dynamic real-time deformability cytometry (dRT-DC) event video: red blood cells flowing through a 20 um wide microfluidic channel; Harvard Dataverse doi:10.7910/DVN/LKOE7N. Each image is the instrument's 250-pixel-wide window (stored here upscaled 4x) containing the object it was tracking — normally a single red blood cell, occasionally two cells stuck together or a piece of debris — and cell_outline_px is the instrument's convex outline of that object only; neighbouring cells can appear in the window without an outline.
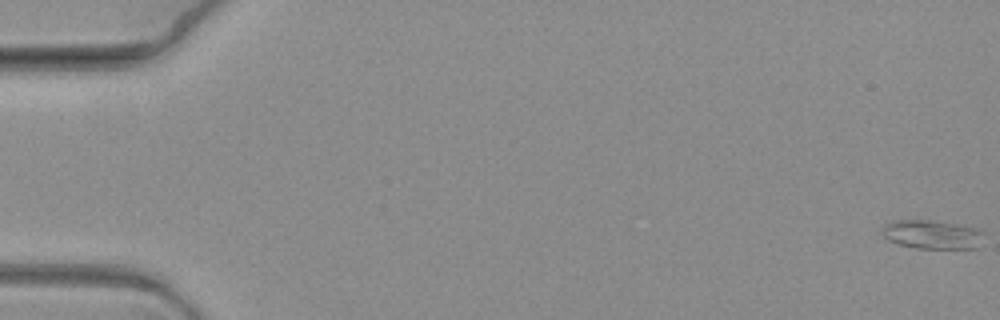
{"species": "common noctule bat (a hibernating species)", "species_latin": "Nyctalus noctula", "temperature_condition": "warm", "stored_images_in_passage": 7, "camera_frame_rate_fps": 3000, "um_per_image_px": 0.085, "animal": {"sex": "female", "body_mass_g": 19.3, "forearm_length_mm": 54.1}, "frame": {"image": 1, "passage_image": 1, "time_ms": 0.0, "image_size_px": [1000, 320], "cell_outline_px": [[984, 232], [976, 248], [916, 248], [900, 244], [888, 240], [880, 232], [880, 228], [888, 220], [932, 220], [956, 224], [976, 228]], "centroid_in_image_um": [79.14, 19.91], "position_along_channel_um": 5.9, "area_um2": 17.11}}